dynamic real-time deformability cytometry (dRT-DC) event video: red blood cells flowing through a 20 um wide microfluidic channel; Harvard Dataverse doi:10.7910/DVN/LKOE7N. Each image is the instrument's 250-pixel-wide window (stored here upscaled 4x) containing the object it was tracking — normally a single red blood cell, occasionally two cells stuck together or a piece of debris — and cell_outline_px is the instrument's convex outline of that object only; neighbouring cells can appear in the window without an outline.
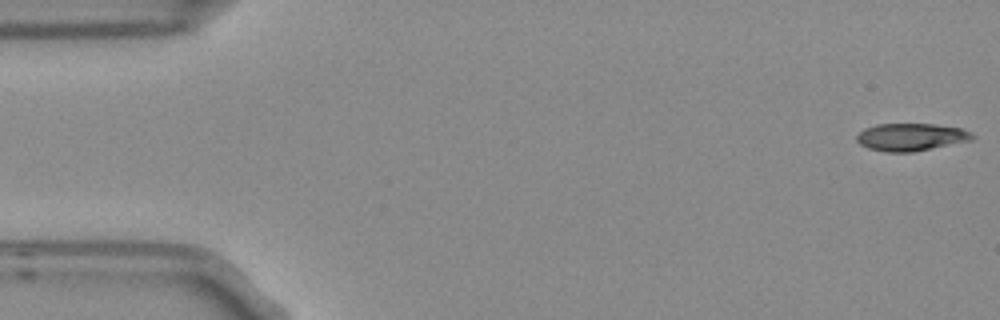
{"species": "Egyptian fruit bat (a non-hibernating species)", "species_latin": "Rousettus aegyptiacus", "temperature_condition": "room temperature", "stored_images_in_passage": 5, "camera_frame_rate_fps": 3000, "um_per_image_px": 0.085, "frame": {"image": 1, "passage_image": 1, "time_ms": 0.0, "image_size_px": [1000, 320], "cell_outline_px": [[976, 136], [972, 140], [912, 152], [884, 152], [868, 148], [860, 144], [856, 140], [856, 136], [864, 128], [876, 124], [932, 124], [960, 128], [972, 132]], "centroid_in_image_um": [77.43, 11.65], "position_along_channel_um": 7.6, "area_um2": 18.55}}
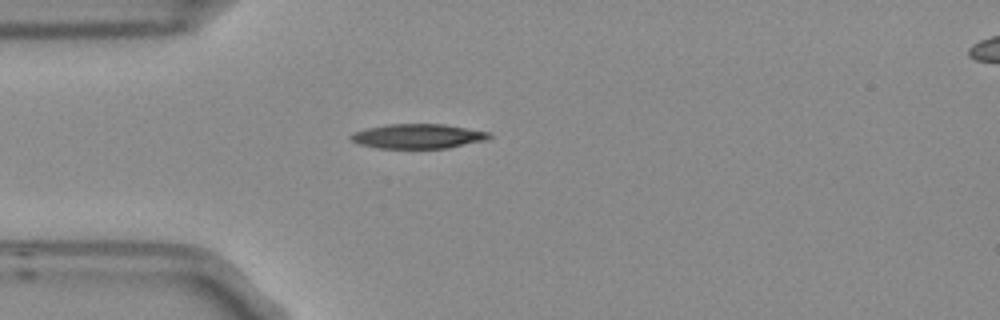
{"frame": {"image": 2, "passage_image": 4, "time_ms": 1.0, "image_size_px": [1000, 320], "cell_outline_px": [[492, 136], [488, 140], [448, 148], [376, 148], [360, 144], [352, 140], [348, 136], [356, 132], [368, 128], [388, 124], [444, 124], [488, 132]], "centroid_in_image_um": [35.56, 11.58], "position_along_channel_um": 49.4, "area_um2": 19.71}}